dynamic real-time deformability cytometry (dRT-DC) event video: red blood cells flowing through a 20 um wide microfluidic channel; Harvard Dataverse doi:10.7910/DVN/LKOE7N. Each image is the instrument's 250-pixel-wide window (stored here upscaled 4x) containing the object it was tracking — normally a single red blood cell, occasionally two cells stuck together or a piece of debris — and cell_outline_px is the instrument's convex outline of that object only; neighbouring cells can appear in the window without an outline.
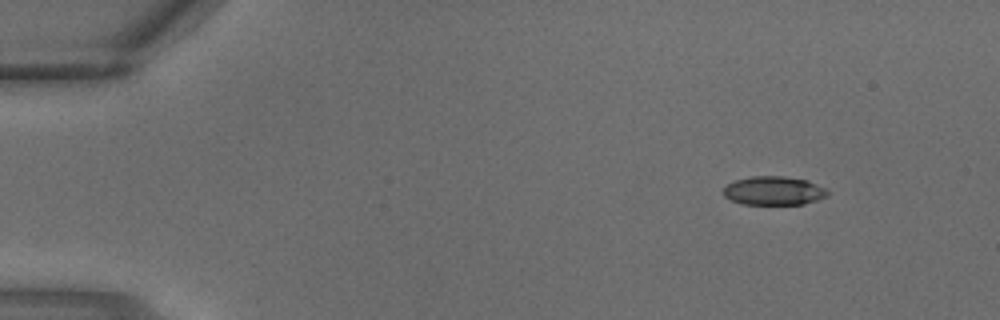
{"species": "common noctule bat (a hibernating species)", "species_latin": "Nyctalus noctula", "temperature_condition": "warm", "stored_images_in_passage": 2, "camera_frame_rate_fps": 3000, "um_per_image_px": 0.085, "animal": {"sex": "male", "body_mass_g": 18.8}, "frame": {"image": 1, "passage_image": 1, "time_ms": 0.0, "image_size_px": [1000, 320], "cell_outline_px": [[828, 196], [804, 204], [744, 204], [732, 200], [724, 196], [720, 192], [728, 184], [736, 180], [752, 176], [784, 176], [808, 180], [824, 188], [828, 192]], "centroid_in_image_um": [65.76, 16.21], "position_along_channel_um": 19.2, "area_um2": 17.4}}